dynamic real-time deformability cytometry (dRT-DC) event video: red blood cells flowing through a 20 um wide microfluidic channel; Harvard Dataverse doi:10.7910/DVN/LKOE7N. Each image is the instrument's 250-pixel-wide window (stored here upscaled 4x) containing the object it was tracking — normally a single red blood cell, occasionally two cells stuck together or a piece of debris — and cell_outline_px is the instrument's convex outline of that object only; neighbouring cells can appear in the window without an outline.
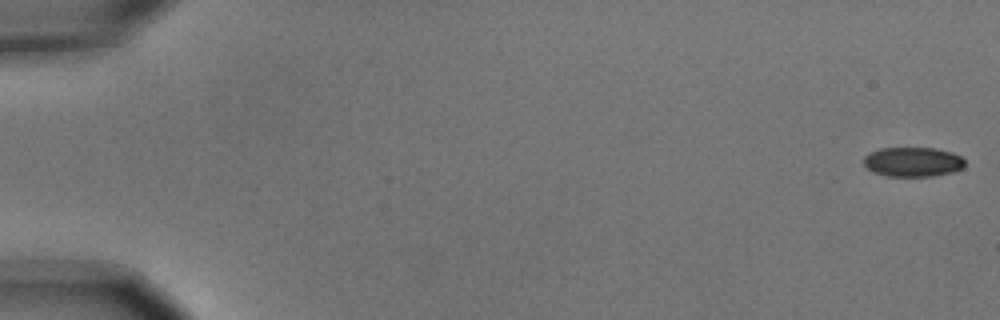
{"species": "common noctule bat (a hibernating species)", "species_latin": "Nyctalus noctula", "temperature_condition": "cold", "stored_images_in_passage": 10, "camera_frame_rate_fps": 3000, "um_per_image_px": 0.085, "animal": {"sex": "male", "body_mass_g": 15.6}, "frame": {"image": 1, "passage_image": 1, "time_ms": 0.0, "image_size_px": [1000, 320], "cell_outline_px": [[964, 168], [952, 172], [932, 176], [888, 176], [872, 172], [864, 164], [864, 156], [880, 148], [936, 148], [952, 152], [960, 156], [964, 160]], "centroid_in_image_um": [77.6, 13.76], "position_along_channel_um": 7.4, "area_um2": 17.4}}
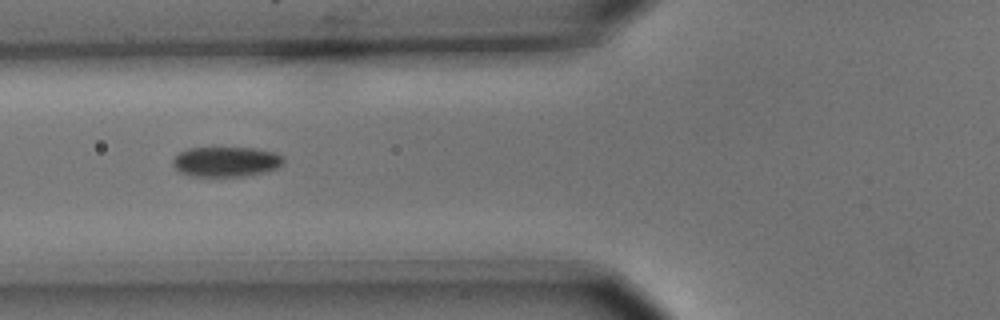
{"frame": {"image": 2, "passage_image": 6, "time_ms": 1.667, "image_size_px": [1000, 320], "cell_outline_px": [[284, 164], [276, 168], [264, 172], [244, 176], [192, 176], [180, 172], [172, 164], [172, 160], [180, 152], [188, 148], [252, 148], [276, 152], [284, 156]], "centroid_in_image_um": [19.24, 13.74], "position_along_channel_um": 106.6, "area_um2": 19.36}}
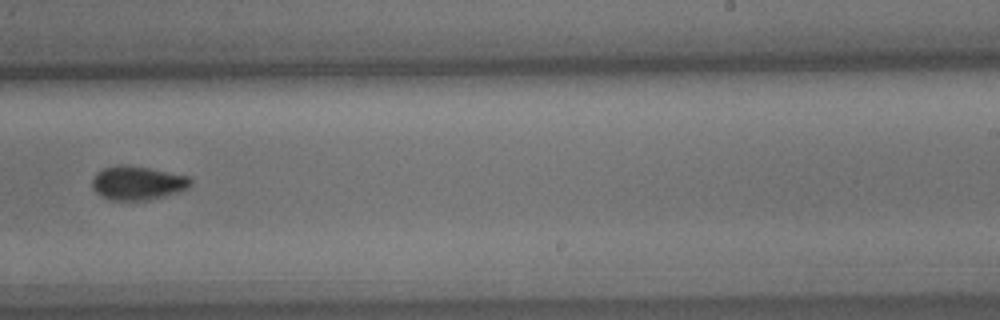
{"frame": {"image": 3, "passage_image": 10, "time_ms": 3.0, "image_size_px": [1000, 320], "cell_outline_px": [[192, 184], [188, 188], [180, 192], [148, 200], [108, 200], [100, 196], [92, 188], [92, 180], [96, 172], [104, 168], [120, 164], [148, 168], [192, 176]], "centroid_in_image_um": [11.71, 15.56], "position_along_channel_um": 277.3, "area_um2": 19.65}}